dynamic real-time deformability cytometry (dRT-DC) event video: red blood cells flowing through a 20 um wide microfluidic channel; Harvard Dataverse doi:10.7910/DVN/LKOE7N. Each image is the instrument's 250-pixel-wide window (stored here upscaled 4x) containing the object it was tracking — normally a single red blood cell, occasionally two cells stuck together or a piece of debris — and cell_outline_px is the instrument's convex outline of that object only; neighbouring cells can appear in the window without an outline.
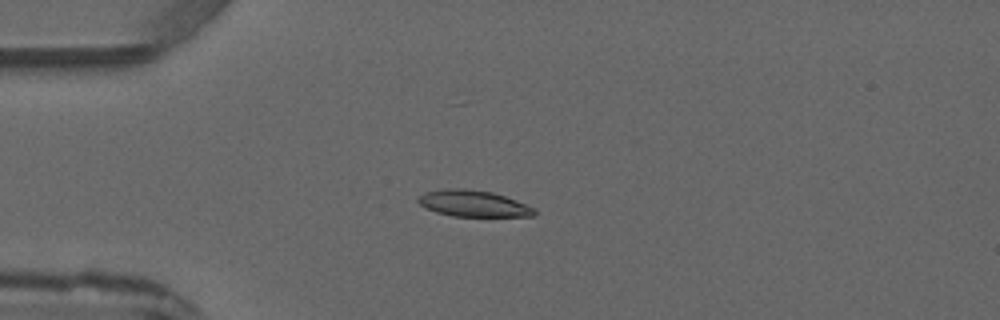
{"species": "common noctule bat (a hibernating species)", "species_latin": "Nyctalus noctula", "temperature_condition": "warm", "stored_images_in_passage": 3, "camera_frame_rate_fps": 3000, "um_per_image_px": 0.085, "animal": {"sex": "male", "forearm_length_mm": 52.5}, "frame": {"image": 1, "passage_image": 3, "time_ms": 2.333, "image_size_px": [1000, 320], "cell_outline_px": [[536, 216], [452, 216], [436, 212], [424, 208], [416, 200], [416, 196], [424, 192], [444, 188], [464, 188], [492, 192], [516, 200], [536, 208]], "centroid_in_image_um": [40.19, 17.29], "position_along_channel_um": 44.8, "area_um2": 18.09}}